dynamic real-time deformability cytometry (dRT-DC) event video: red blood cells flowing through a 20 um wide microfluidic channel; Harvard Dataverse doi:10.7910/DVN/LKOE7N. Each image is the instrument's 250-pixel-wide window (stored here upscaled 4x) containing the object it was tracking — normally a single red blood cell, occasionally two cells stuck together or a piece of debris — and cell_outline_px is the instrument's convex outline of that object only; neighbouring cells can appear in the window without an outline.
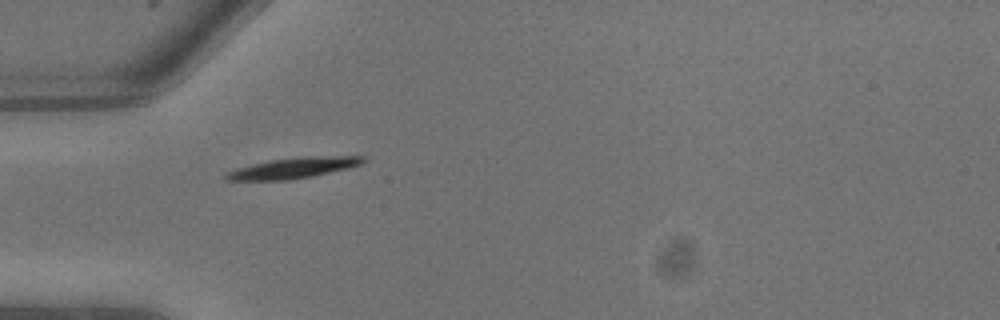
{"species": "common noctule bat (a hibernating species)", "species_latin": "Nyctalus noctula", "temperature_condition": "warm", "stored_images_in_passage": 5, "camera_frame_rate_fps": 3000, "um_per_image_px": 0.085, "animal": {"sex": "male", "body_mass_g": 13.3}, "frame": {"image": 1, "passage_image": 1, "time_ms": 0.0, "image_size_px": [1000, 320], "cell_outline_px": [[368, 160], [364, 164], [348, 168], [312, 176], [288, 180], [224, 180], [224, 176], [228, 172], [236, 168], [252, 164], [272, 160], [300, 156], [364, 156]], "centroid_in_image_um": [24.99, 14.26], "position_along_channel_um": 60.0, "area_um2": 16.59}}
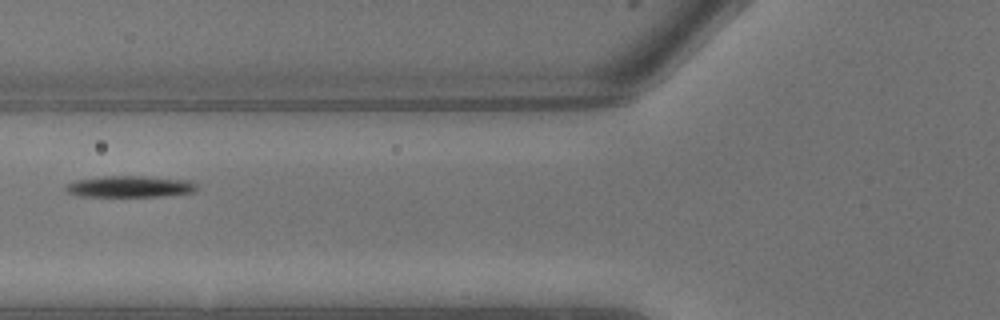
{"frame": {"image": 2, "passage_image": 3, "time_ms": 0.667, "image_size_px": [1000, 320], "cell_outline_px": [[196, 188], [192, 192], [160, 196], [80, 196], [68, 192], [64, 188], [68, 184], [76, 180], [104, 176], [144, 176], [188, 180], [196, 184]], "centroid_in_image_um": [11.02, 15.85], "position_along_channel_um": 114.8, "area_um2": 16.07}}
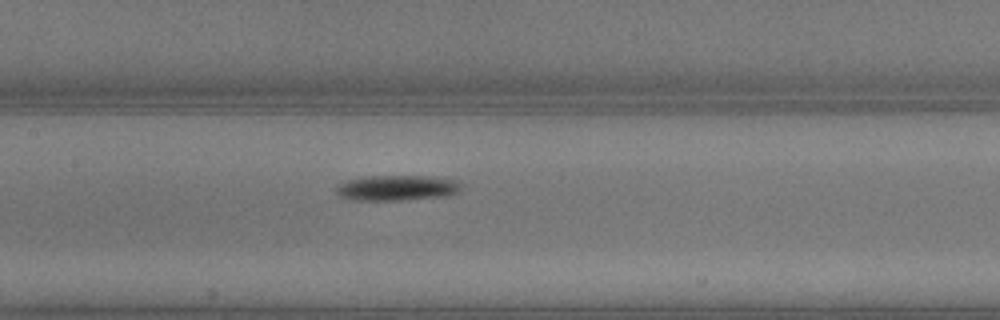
{"frame": {"image": 3, "passage_image": 5, "time_ms": 1.333, "image_size_px": [1000, 320], "cell_outline_px": [[460, 192], [448, 196], [400, 200], [348, 200], [340, 196], [336, 192], [336, 188], [340, 184], [348, 180], [368, 176], [428, 176], [456, 180], [460, 184]], "centroid_in_image_um": [33.75, 15.98], "position_along_channel_um": 173.7, "area_um2": 18.5}}